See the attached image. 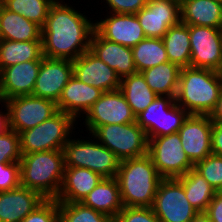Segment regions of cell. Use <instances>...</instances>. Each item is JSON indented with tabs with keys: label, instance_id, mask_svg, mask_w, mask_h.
Wrapping results in <instances>:
<instances>
[{
	"label": "cell",
	"instance_id": "obj_19",
	"mask_svg": "<svg viewBox=\"0 0 222 222\" xmlns=\"http://www.w3.org/2000/svg\"><path fill=\"white\" fill-rule=\"evenodd\" d=\"M41 60L25 61L0 70V101L32 95Z\"/></svg>",
	"mask_w": 222,
	"mask_h": 222
},
{
	"label": "cell",
	"instance_id": "obj_28",
	"mask_svg": "<svg viewBox=\"0 0 222 222\" xmlns=\"http://www.w3.org/2000/svg\"><path fill=\"white\" fill-rule=\"evenodd\" d=\"M181 68L174 63L165 62L142 71V75L158 96H170L175 99Z\"/></svg>",
	"mask_w": 222,
	"mask_h": 222
},
{
	"label": "cell",
	"instance_id": "obj_17",
	"mask_svg": "<svg viewBox=\"0 0 222 222\" xmlns=\"http://www.w3.org/2000/svg\"><path fill=\"white\" fill-rule=\"evenodd\" d=\"M107 13L95 22V30L104 39L132 48L146 38L136 14Z\"/></svg>",
	"mask_w": 222,
	"mask_h": 222
},
{
	"label": "cell",
	"instance_id": "obj_11",
	"mask_svg": "<svg viewBox=\"0 0 222 222\" xmlns=\"http://www.w3.org/2000/svg\"><path fill=\"white\" fill-rule=\"evenodd\" d=\"M9 128L18 134L33 128L58 112L57 103L33 95H21L4 101Z\"/></svg>",
	"mask_w": 222,
	"mask_h": 222
},
{
	"label": "cell",
	"instance_id": "obj_13",
	"mask_svg": "<svg viewBox=\"0 0 222 222\" xmlns=\"http://www.w3.org/2000/svg\"><path fill=\"white\" fill-rule=\"evenodd\" d=\"M190 66L222 73V28L189 25Z\"/></svg>",
	"mask_w": 222,
	"mask_h": 222
},
{
	"label": "cell",
	"instance_id": "obj_21",
	"mask_svg": "<svg viewBox=\"0 0 222 222\" xmlns=\"http://www.w3.org/2000/svg\"><path fill=\"white\" fill-rule=\"evenodd\" d=\"M46 199L24 186L0 192V222H21Z\"/></svg>",
	"mask_w": 222,
	"mask_h": 222
},
{
	"label": "cell",
	"instance_id": "obj_37",
	"mask_svg": "<svg viewBox=\"0 0 222 222\" xmlns=\"http://www.w3.org/2000/svg\"><path fill=\"white\" fill-rule=\"evenodd\" d=\"M21 222H59L58 201L46 199Z\"/></svg>",
	"mask_w": 222,
	"mask_h": 222
},
{
	"label": "cell",
	"instance_id": "obj_3",
	"mask_svg": "<svg viewBox=\"0 0 222 222\" xmlns=\"http://www.w3.org/2000/svg\"><path fill=\"white\" fill-rule=\"evenodd\" d=\"M116 179L124 207H152L163 178L158 174L151 157L146 154L121 160Z\"/></svg>",
	"mask_w": 222,
	"mask_h": 222
},
{
	"label": "cell",
	"instance_id": "obj_30",
	"mask_svg": "<svg viewBox=\"0 0 222 222\" xmlns=\"http://www.w3.org/2000/svg\"><path fill=\"white\" fill-rule=\"evenodd\" d=\"M120 90L135 116L144 111L158 97L150 89L141 72L123 77Z\"/></svg>",
	"mask_w": 222,
	"mask_h": 222
},
{
	"label": "cell",
	"instance_id": "obj_18",
	"mask_svg": "<svg viewBox=\"0 0 222 222\" xmlns=\"http://www.w3.org/2000/svg\"><path fill=\"white\" fill-rule=\"evenodd\" d=\"M73 75L81 82L103 92L120 89L121 79L115 70L94 55L90 50L73 60Z\"/></svg>",
	"mask_w": 222,
	"mask_h": 222
},
{
	"label": "cell",
	"instance_id": "obj_33",
	"mask_svg": "<svg viewBox=\"0 0 222 222\" xmlns=\"http://www.w3.org/2000/svg\"><path fill=\"white\" fill-rule=\"evenodd\" d=\"M3 6L11 12L24 16L43 27L53 0H2Z\"/></svg>",
	"mask_w": 222,
	"mask_h": 222
},
{
	"label": "cell",
	"instance_id": "obj_10",
	"mask_svg": "<svg viewBox=\"0 0 222 222\" xmlns=\"http://www.w3.org/2000/svg\"><path fill=\"white\" fill-rule=\"evenodd\" d=\"M151 208L160 222H190L198 213L177 178L161 180Z\"/></svg>",
	"mask_w": 222,
	"mask_h": 222
},
{
	"label": "cell",
	"instance_id": "obj_31",
	"mask_svg": "<svg viewBox=\"0 0 222 222\" xmlns=\"http://www.w3.org/2000/svg\"><path fill=\"white\" fill-rule=\"evenodd\" d=\"M177 179L182 183L189 203L198 212H205L216 190L194 168Z\"/></svg>",
	"mask_w": 222,
	"mask_h": 222
},
{
	"label": "cell",
	"instance_id": "obj_29",
	"mask_svg": "<svg viewBox=\"0 0 222 222\" xmlns=\"http://www.w3.org/2000/svg\"><path fill=\"white\" fill-rule=\"evenodd\" d=\"M43 57L42 40L0 39V70L25 61L42 60Z\"/></svg>",
	"mask_w": 222,
	"mask_h": 222
},
{
	"label": "cell",
	"instance_id": "obj_42",
	"mask_svg": "<svg viewBox=\"0 0 222 222\" xmlns=\"http://www.w3.org/2000/svg\"><path fill=\"white\" fill-rule=\"evenodd\" d=\"M211 151L214 155L222 156V123L213 122Z\"/></svg>",
	"mask_w": 222,
	"mask_h": 222
},
{
	"label": "cell",
	"instance_id": "obj_14",
	"mask_svg": "<svg viewBox=\"0 0 222 222\" xmlns=\"http://www.w3.org/2000/svg\"><path fill=\"white\" fill-rule=\"evenodd\" d=\"M212 127L209 115L190 114L178 131L183 150L194 165L212 154Z\"/></svg>",
	"mask_w": 222,
	"mask_h": 222
},
{
	"label": "cell",
	"instance_id": "obj_5",
	"mask_svg": "<svg viewBox=\"0 0 222 222\" xmlns=\"http://www.w3.org/2000/svg\"><path fill=\"white\" fill-rule=\"evenodd\" d=\"M75 122L78 123L73 116L58 111L37 126L20 132L21 153L63 150L75 130Z\"/></svg>",
	"mask_w": 222,
	"mask_h": 222
},
{
	"label": "cell",
	"instance_id": "obj_34",
	"mask_svg": "<svg viewBox=\"0 0 222 222\" xmlns=\"http://www.w3.org/2000/svg\"><path fill=\"white\" fill-rule=\"evenodd\" d=\"M59 222H113L108 215L83 205L81 202H58Z\"/></svg>",
	"mask_w": 222,
	"mask_h": 222
},
{
	"label": "cell",
	"instance_id": "obj_46",
	"mask_svg": "<svg viewBox=\"0 0 222 222\" xmlns=\"http://www.w3.org/2000/svg\"><path fill=\"white\" fill-rule=\"evenodd\" d=\"M2 6H3V2L2 0H0V13H1Z\"/></svg>",
	"mask_w": 222,
	"mask_h": 222
},
{
	"label": "cell",
	"instance_id": "obj_45",
	"mask_svg": "<svg viewBox=\"0 0 222 222\" xmlns=\"http://www.w3.org/2000/svg\"><path fill=\"white\" fill-rule=\"evenodd\" d=\"M190 222H211L209 216L205 212H198Z\"/></svg>",
	"mask_w": 222,
	"mask_h": 222
},
{
	"label": "cell",
	"instance_id": "obj_6",
	"mask_svg": "<svg viewBox=\"0 0 222 222\" xmlns=\"http://www.w3.org/2000/svg\"><path fill=\"white\" fill-rule=\"evenodd\" d=\"M64 146L65 167H82L100 174L103 178L117 176L121 160L95 138H74Z\"/></svg>",
	"mask_w": 222,
	"mask_h": 222
},
{
	"label": "cell",
	"instance_id": "obj_23",
	"mask_svg": "<svg viewBox=\"0 0 222 222\" xmlns=\"http://www.w3.org/2000/svg\"><path fill=\"white\" fill-rule=\"evenodd\" d=\"M103 177L87 168L65 167L64 178L60 192L56 198L58 202H81Z\"/></svg>",
	"mask_w": 222,
	"mask_h": 222
},
{
	"label": "cell",
	"instance_id": "obj_27",
	"mask_svg": "<svg viewBox=\"0 0 222 222\" xmlns=\"http://www.w3.org/2000/svg\"><path fill=\"white\" fill-rule=\"evenodd\" d=\"M167 53L169 62L180 68L190 66L191 44L189 25L179 22L168 29L161 38Z\"/></svg>",
	"mask_w": 222,
	"mask_h": 222
},
{
	"label": "cell",
	"instance_id": "obj_35",
	"mask_svg": "<svg viewBox=\"0 0 222 222\" xmlns=\"http://www.w3.org/2000/svg\"><path fill=\"white\" fill-rule=\"evenodd\" d=\"M194 169L219 192L222 188V156L208 155L204 160L197 162Z\"/></svg>",
	"mask_w": 222,
	"mask_h": 222
},
{
	"label": "cell",
	"instance_id": "obj_41",
	"mask_svg": "<svg viewBox=\"0 0 222 222\" xmlns=\"http://www.w3.org/2000/svg\"><path fill=\"white\" fill-rule=\"evenodd\" d=\"M205 213L209 216L211 222H222V194L220 192L214 194Z\"/></svg>",
	"mask_w": 222,
	"mask_h": 222
},
{
	"label": "cell",
	"instance_id": "obj_32",
	"mask_svg": "<svg viewBox=\"0 0 222 222\" xmlns=\"http://www.w3.org/2000/svg\"><path fill=\"white\" fill-rule=\"evenodd\" d=\"M132 51L137 72L169 61L161 38L146 37Z\"/></svg>",
	"mask_w": 222,
	"mask_h": 222
},
{
	"label": "cell",
	"instance_id": "obj_12",
	"mask_svg": "<svg viewBox=\"0 0 222 222\" xmlns=\"http://www.w3.org/2000/svg\"><path fill=\"white\" fill-rule=\"evenodd\" d=\"M84 117L88 134L99 126L136 122V116L120 89L103 92Z\"/></svg>",
	"mask_w": 222,
	"mask_h": 222
},
{
	"label": "cell",
	"instance_id": "obj_43",
	"mask_svg": "<svg viewBox=\"0 0 222 222\" xmlns=\"http://www.w3.org/2000/svg\"><path fill=\"white\" fill-rule=\"evenodd\" d=\"M209 116L213 122L222 123V88L216 107Z\"/></svg>",
	"mask_w": 222,
	"mask_h": 222
},
{
	"label": "cell",
	"instance_id": "obj_40",
	"mask_svg": "<svg viewBox=\"0 0 222 222\" xmlns=\"http://www.w3.org/2000/svg\"><path fill=\"white\" fill-rule=\"evenodd\" d=\"M106 1V2H105ZM149 0H104L109 13L136 14L147 5Z\"/></svg>",
	"mask_w": 222,
	"mask_h": 222
},
{
	"label": "cell",
	"instance_id": "obj_25",
	"mask_svg": "<svg viewBox=\"0 0 222 222\" xmlns=\"http://www.w3.org/2000/svg\"><path fill=\"white\" fill-rule=\"evenodd\" d=\"M81 203L114 220L124 207L116 177L103 178Z\"/></svg>",
	"mask_w": 222,
	"mask_h": 222
},
{
	"label": "cell",
	"instance_id": "obj_38",
	"mask_svg": "<svg viewBox=\"0 0 222 222\" xmlns=\"http://www.w3.org/2000/svg\"><path fill=\"white\" fill-rule=\"evenodd\" d=\"M113 222H160L151 207H123Z\"/></svg>",
	"mask_w": 222,
	"mask_h": 222
},
{
	"label": "cell",
	"instance_id": "obj_24",
	"mask_svg": "<svg viewBox=\"0 0 222 222\" xmlns=\"http://www.w3.org/2000/svg\"><path fill=\"white\" fill-rule=\"evenodd\" d=\"M180 22L222 28V3L213 0H181Z\"/></svg>",
	"mask_w": 222,
	"mask_h": 222
},
{
	"label": "cell",
	"instance_id": "obj_22",
	"mask_svg": "<svg viewBox=\"0 0 222 222\" xmlns=\"http://www.w3.org/2000/svg\"><path fill=\"white\" fill-rule=\"evenodd\" d=\"M102 94V90L79 81L73 75L62 90L57 109L78 120L81 115L83 117L86 114Z\"/></svg>",
	"mask_w": 222,
	"mask_h": 222
},
{
	"label": "cell",
	"instance_id": "obj_7",
	"mask_svg": "<svg viewBox=\"0 0 222 222\" xmlns=\"http://www.w3.org/2000/svg\"><path fill=\"white\" fill-rule=\"evenodd\" d=\"M90 135L120 160L148 154L147 135L137 122L99 126Z\"/></svg>",
	"mask_w": 222,
	"mask_h": 222
},
{
	"label": "cell",
	"instance_id": "obj_26",
	"mask_svg": "<svg viewBox=\"0 0 222 222\" xmlns=\"http://www.w3.org/2000/svg\"><path fill=\"white\" fill-rule=\"evenodd\" d=\"M42 27L2 6L0 13V39L9 41L41 40Z\"/></svg>",
	"mask_w": 222,
	"mask_h": 222
},
{
	"label": "cell",
	"instance_id": "obj_1",
	"mask_svg": "<svg viewBox=\"0 0 222 222\" xmlns=\"http://www.w3.org/2000/svg\"><path fill=\"white\" fill-rule=\"evenodd\" d=\"M54 2L42 27L43 56L75 60L90 48L95 23L73 6Z\"/></svg>",
	"mask_w": 222,
	"mask_h": 222
},
{
	"label": "cell",
	"instance_id": "obj_4",
	"mask_svg": "<svg viewBox=\"0 0 222 222\" xmlns=\"http://www.w3.org/2000/svg\"><path fill=\"white\" fill-rule=\"evenodd\" d=\"M21 186L39 192L45 199H56L64 178V151L49 150L22 154Z\"/></svg>",
	"mask_w": 222,
	"mask_h": 222
},
{
	"label": "cell",
	"instance_id": "obj_39",
	"mask_svg": "<svg viewBox=\"0 0 222 222\" xmlns=\"http://www.w3.org/2000/svg\"><path fill=\"white\" fill-rule=\"evenodd\" d=\"M20 185V163H0V192L9 191Z\"/></svg>",
	"mask_w": 222,
	"mask_h": 222
},
{
	"label": "cell",
	"instance_id": "obj_44",
	"mask_svg": "<svg viewBox=\"0 0 222 222\" xmlns=\"http://www.w3.org/2000/svg\"><path fill=\"white\" fill-rule=\"evenodd\" d=\"M0 104L2 105V107L6 109L2 112L0 110V135H2L9 129V120H8V110L5 103L0 101Z\"/></svg>",
	"mask_w": 222,
	"mask_h": 222
},
{
	"label": "cell",
	"instance_id": "obj_8",
	"mask_svg": "<svg viewBox=\"0 0 222 222\" xmlns=\"http://www.w3.org/2000/svg\"><path fill=\"white\" fill-rule=\"evenodd\" d=\"M190 114L170 96H158L140 114L137 124L144 129L147 138L178 133Z\"/></svg>",
	"mask_w": 222,
	"mask_h": 222
},
{
	"label": "cell",
	"instance_id": "obj_20",
	"mask_svg": "<svg viewBox=\"0 0 222 222\" xmlns=\"http://www.w3.org/2000/svg\"><path fill=\"white\" fill-rule=\"evenodd\" d=\"M89 50L114 69L120 79L137 72L132 48L108 41L96 30L92 34Z\"/></svg>",
	"mask_w": 222,
	"mask_h": 222
},
{
	"label": "cell",
	"instance_id": "obj_9",
	"mask_svg": "<svg viewBox=\"0 0 222 222\" xmlns=\"http://www.w3.org/2000/svg\"><path fill=\"white\" fill-rule=\"evenodd\" d=\"M148 155L162 178H177L194 168L178 133L148 139Z\"/></svg>",
	"mask_w": 222,
	"mask_h": 222
},
{
	"label": "cell",
	"instance_id": "obj_15",
	"mask_svg": "<svg viewBox=\"0 0 222 222\" xmlns=\"http://www.w3.org/2000/svg\"><path fill=\"white\" fill-rule=\"evenodd\" d=\"M72 76L71 60L43 57L32 95L57 103Z\"/></svg>",
	"mask_w": 222,
	"mask_h": 222
},
{
	"label": "cell",
	"instance_id": "obj_16",
	"mask_svg": "<svg viewBox=\"0 0 222 222\" xmlns=\"http://www.w3.org/2000/svg\"><path fill=\"white\" fill-rule=\"evenodd\" d=\"M136 16L146 37L162 38L180 22V1L149 0Z\"/></svg>",
	"mask_w": 222,
	"mask_h": 222
},
{
	"label": "cell",
	"instance_id": "obj_36",
	"mask_svg": "<svg viewBox=\"0 0 222 222\" xmlns=\"http://www.w3.org/2000/svg\"><path fill=\"white\" fill-rule=\"evenodd\" d=\"M21 157L19 134L9 128L0 135V163L20 162Z\"/></svg>",
	"mask_w": 222,
	"mask_h": 222
},
{
	"label": "cell",
	"instance_id": "obj_2",
	"mask_svg": "<svg viewBox=\"0 0 222 222\" xmlns=\"http://www.w3.org/2000/svg\"><path fill=\"white\" fill-rule=\"evenodd\" d=\"M222 88V73L205 68H181L176 103L189 114L210 115Z\"/></svg>",
	"mask_w": 222,
	"mask_h": 222
},
{
	"label": "cell",
	"instance_id": "obj_47",
	"mask_svg": "<svg viewBox=\"0 0 222 222\" xmlns=\"http://www.w3.org/2000/svg\"><path fill=\"white\" fill-rule=\"evenodd\" d=\"M213 1H216V2L222 3V0H213Z\"/></svg>",
	"mask_w": 222,
	"mask_h": 222
}]
</instances>
